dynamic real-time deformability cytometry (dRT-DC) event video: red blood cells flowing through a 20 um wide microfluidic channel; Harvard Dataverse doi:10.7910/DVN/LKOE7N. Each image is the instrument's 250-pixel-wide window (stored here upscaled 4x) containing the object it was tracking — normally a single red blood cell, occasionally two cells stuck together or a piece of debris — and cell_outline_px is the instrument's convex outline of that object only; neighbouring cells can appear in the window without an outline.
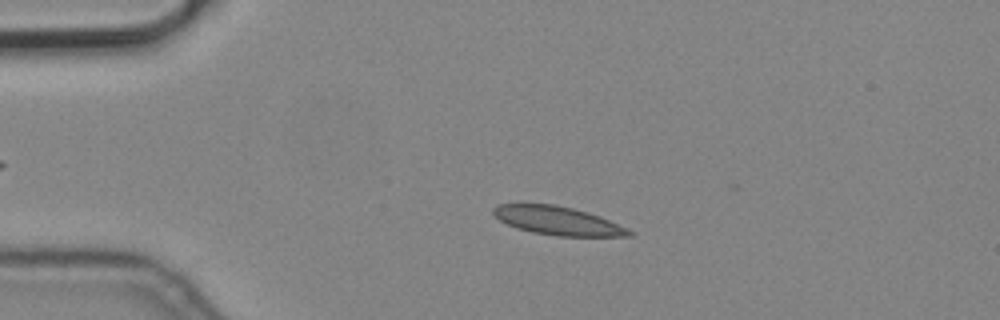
{"species": "common noctule bat (a hibernating species)", "species_latin": "Nyctalus noctula", "temperature_condition": "cold", "stored_images_in_passage": 3, "camera_frame_rate_fps": 3000, "um_per_image_px": 0.085, "animal": {"sex": "male", "body_mass_g": 19.2, "forearm_length_mm": 51.8}, "frame": {"image": 1, "passage_image": 3, "time_ms": 0.667, "image_size_px": [1000, 320], "cell_outline_px": [[636, 232], [632, 236], [556, 236], [532, 232], [516, 228], [500, 220], [492, 212], [492, 208], [500, 204], [556, 204], [588, 212], [600, 216], [628, 228]], "centroid_in_image_um": [47.45, 18.76], "position_along_channel_um": 37.6, "area_um2": 22.6}}